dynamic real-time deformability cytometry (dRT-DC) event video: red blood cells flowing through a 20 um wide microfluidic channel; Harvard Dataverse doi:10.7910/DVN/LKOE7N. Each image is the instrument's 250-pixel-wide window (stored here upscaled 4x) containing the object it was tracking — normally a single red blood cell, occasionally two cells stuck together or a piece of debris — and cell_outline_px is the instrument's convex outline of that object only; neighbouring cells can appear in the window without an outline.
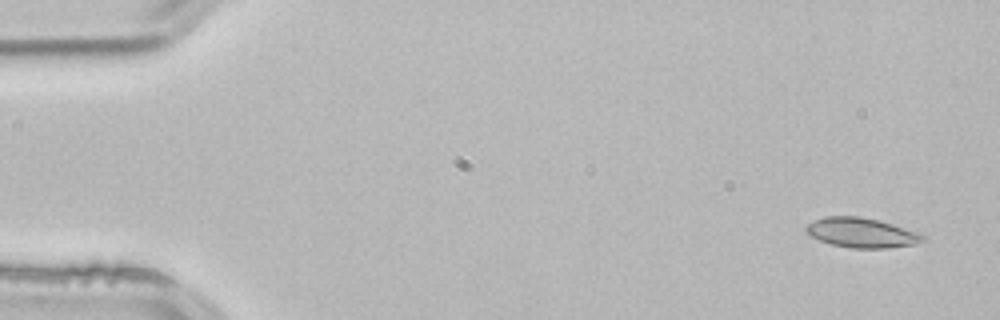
{"species": "common noctule bat (a hibernating species)", "species_latin": "Nyctalus noctula", "temperature_condition": "room temperature", "stored_images_in_passage": 3, "camera_frame_rate_fps": 3000, "um_per_image_px": 0.085, "animal": {"sex": "male", "body_mass_g": 21.5, "forearm_length_mm": 52.0}, "frame": {"image": 1, "passage_image": 1, "time_ms": 0.0, "image_size_px": [1000, 320], "cell_outline_px": [[924, 240], [912, 244], [884, 248], [852, 248], [832, 244], [820, 240], [804, 232], [804, 228], [808, 224], [824, 216], [860, 216], [880, 220], [920, 232], [924, 236]], "centroid_in_image_um": [73.22, 19.76], "position_along_channel_um": 11.8, "area_um2": 20.17}}
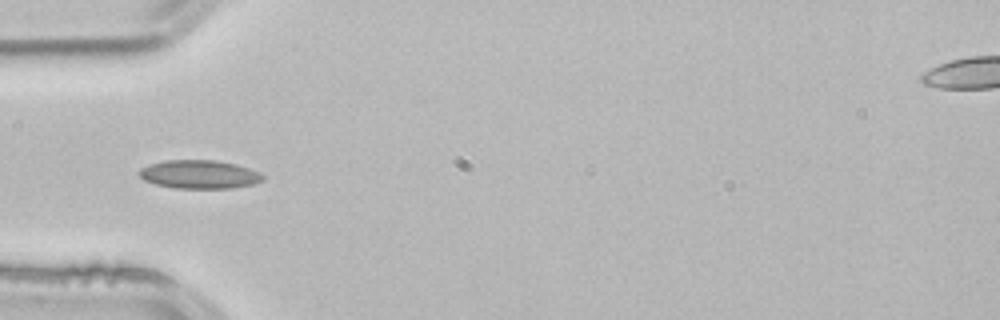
{"frame": {"image": 2, "passage_image": 3, "time_ms": 0.667, "image_size_px": [1000, 320], "cell_outline_px": [[264, 180], [252, 184], [232, 188], [176, 188], [156, 184], [144, 180], [136, 172], [140, 168], [148, 164], [164, 160], [216, 160], [236, 164], [260, 172], [264, 176]], "centroid_in_image_um": [16.92, 14.81], "position_along_channel_um": 68.1, "area_um2": 20.63}}